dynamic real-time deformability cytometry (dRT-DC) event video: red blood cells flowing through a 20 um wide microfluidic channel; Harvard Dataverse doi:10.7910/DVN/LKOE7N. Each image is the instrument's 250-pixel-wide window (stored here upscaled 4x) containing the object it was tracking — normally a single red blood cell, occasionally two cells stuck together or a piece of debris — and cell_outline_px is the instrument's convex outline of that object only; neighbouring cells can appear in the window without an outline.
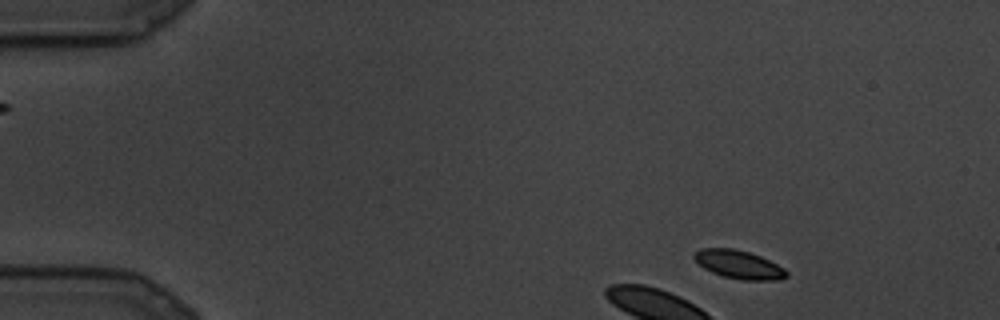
{"species": "common noctule bat (a hibernating species)", "species_latin": "Nyctalus noctula", "temperature_condition": "cold", "stored_images_in_passage": 23, "camera_frame_rate_fps": 3000, "um_per_image_px": 0.085, "animal": {"sex": "male", "body_mass_g": 19.5, "forearm_length_mm": 54.6}, "frame": {"image": 1, "passage_image": 10, "time_ms": 3.0, "image_size_px": [1000, 320], "cell_outline_px": [[788, 276], [776, 280], [744, 280], [724, 276], [712, 272], [704, 268], [692, 256], [692, 252], [700, 248], [732, 248], [748, 252], [760, 256], [784, 268], [788, 272]], "centroid_in_image_um": [62.78, 22.47], "position_along_channel_um": 22.2, "area_um2": 15.14}}